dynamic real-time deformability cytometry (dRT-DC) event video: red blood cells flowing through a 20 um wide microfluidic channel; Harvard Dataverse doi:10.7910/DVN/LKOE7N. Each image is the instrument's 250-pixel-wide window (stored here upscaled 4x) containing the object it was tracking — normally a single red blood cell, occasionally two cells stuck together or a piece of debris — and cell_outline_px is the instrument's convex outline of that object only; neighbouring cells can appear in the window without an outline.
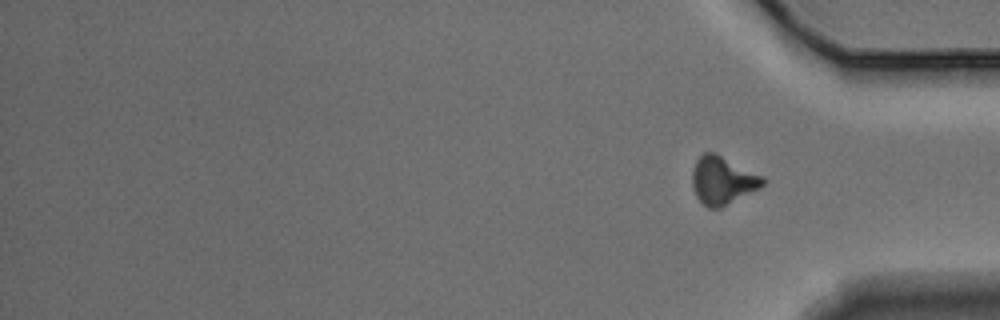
{"species": "Egyptian fruit bat (a non-hibernating species)", "species_latin": "Rousettus aegyptiacus", "temperature_condition": "warm", "stored_images_in_passage": 14, "segment_of_instrument_passage": [2, 2], "camera_frame_rate_fps": 3000, "um_per_image_px": 0.085, "animal": {"sex": "male"}, "frame": {"image": 1, "passage_image": 14, "time_ms": 4.333, "image_size_px": [1000, 320], "cell_outline_px": [[764, 184], [760, 188], [720, 208], [708, 208], [696, 196], [692, 184], [692, 172], [696, 160], [704, 152], [716, 152], [764, 176]], "centroid_in_image_um": [61.43, 15.31], "position_along_channel_um": 373.8, "area_um2": 19.77}}